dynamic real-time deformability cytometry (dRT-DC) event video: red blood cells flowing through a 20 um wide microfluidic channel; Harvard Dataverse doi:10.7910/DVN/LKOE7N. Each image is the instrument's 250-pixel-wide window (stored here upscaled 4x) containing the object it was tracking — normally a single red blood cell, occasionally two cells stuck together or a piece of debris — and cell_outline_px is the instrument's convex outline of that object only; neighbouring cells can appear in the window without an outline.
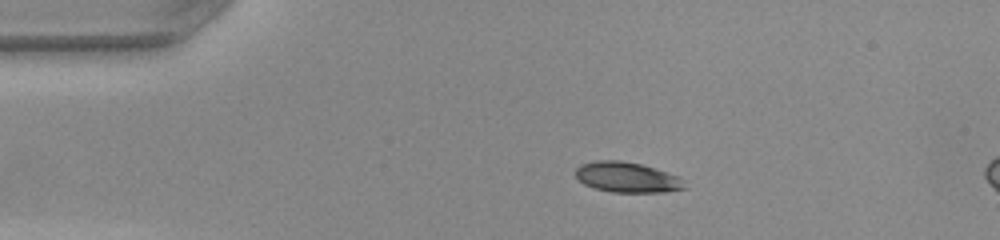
{"species": "common noctule bat (a hibernating species)", "species_latin": "Nyctalus noctula", "temperature_condition": "warm", "stored_images_in_passage": 15, "camera_frame_rate_fps": 3000, "um_per_image_px": 0.085, "animal": {"sex": "female", "body_mass_g": 22.0, "forearm_length_mm": 56.7}, "frame": {"image": 1, "passage_image": 9, "time_ms": 2.667, "image_size_px": [1000, 240], "cell_outline_px": [[688, 188], [664, 192], [612, 192], [596, 188], [584, 184], [576, 176], [576, 168], [580, 164], [596, 160], [620, 160], [640, 164], [676, 176]], "centroid_in_image_um": [53.25, 15.07], "position_along_channel_um": 31.8, "area_um2": 18.9}}